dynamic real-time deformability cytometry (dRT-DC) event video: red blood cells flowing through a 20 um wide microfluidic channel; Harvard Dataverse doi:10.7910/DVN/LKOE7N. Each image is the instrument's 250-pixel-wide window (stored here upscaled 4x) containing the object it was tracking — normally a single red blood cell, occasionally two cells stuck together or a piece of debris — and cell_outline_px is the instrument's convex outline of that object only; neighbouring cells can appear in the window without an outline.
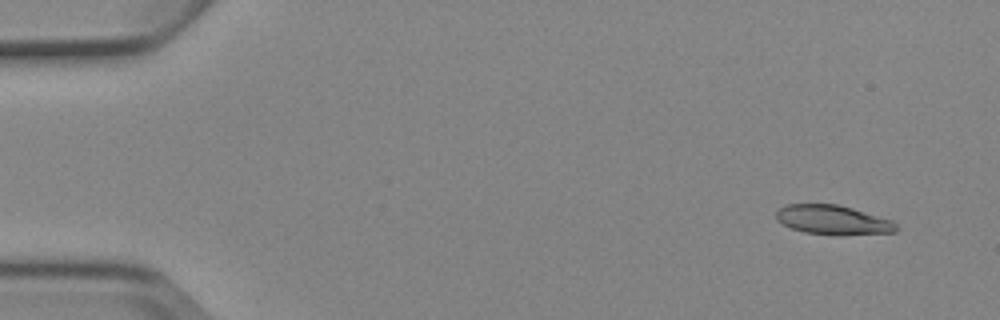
{"species": "Egyptian fruit bat (a non-hibernating species)", "species_latin": "Rousettus aegyptiacus", "temperature_condition": "cold", "stored_images_in_passage": 8, "camera_frame_rate_fps": 3000, "um_per_image_px": 0.085, "animal": {"sex": "female"}, "frame": {"image": 1, "passage_image": 1, "time_ms": 0.0, "image_size_px": [1000, 320], "cell_outline_px": [[900, 228], [896, 232], [804, 232], [792, 228], [776, 220], [776, 212], [780, 208], [788, 204], [836, 204], [852, 208], [892, 220]], "centroid_in_image_um": [70.76, 18.63], "position_along_channel_um": 14.2, "area_um2": 19.36}}
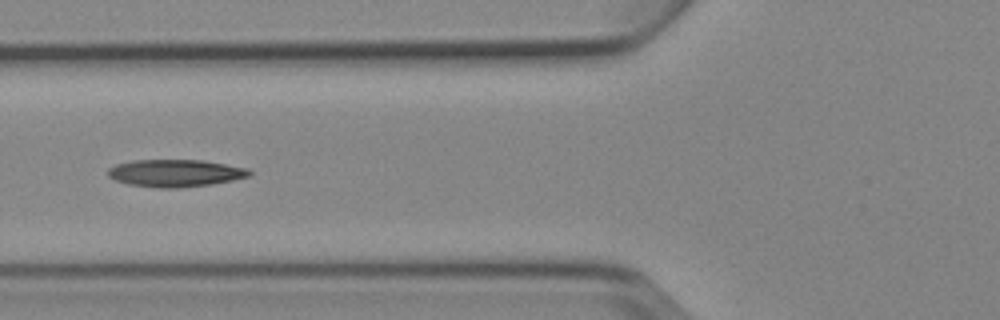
{"frame": {"image": 2, "passage_image": 6, "time_ms": 5.667, "image_size_px": [1000, 320], "cell_outline_px": [[252, 176], [212, 184], [176, 188], [156, 188], [128, 184], [116, 180], [108, 176], [108, 168], [116, 164], [132, 160], [204, 160], [248, 168], [252, 172]], "centroid_in_image_um": [14.92, 14.71], "position_along_channel_um": 110.9, "area_um2": 22.66}}
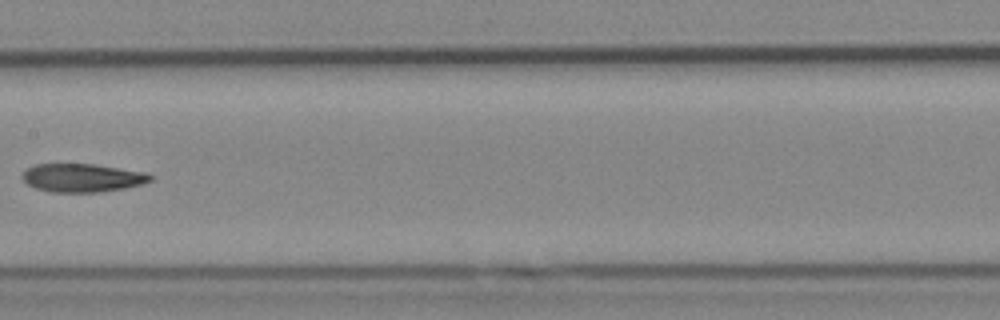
{"frame": {"image": 3, "passage_image": 8, "time_ms": 8.0, "image_size_px": [1000, 320], "cell_outline_px": [[152, 180], [144, 184], [124, 188], [96, 192], [48, 192], [36, 188], [28, 184], [20, 176], [28, 168], [36, 164], [92, 164], [148, 172], [152, 176]], "centroid_in_image_um": [7.02, 15.11], "position_along_channel_um": 200.4, "area_um2": 21.15}}